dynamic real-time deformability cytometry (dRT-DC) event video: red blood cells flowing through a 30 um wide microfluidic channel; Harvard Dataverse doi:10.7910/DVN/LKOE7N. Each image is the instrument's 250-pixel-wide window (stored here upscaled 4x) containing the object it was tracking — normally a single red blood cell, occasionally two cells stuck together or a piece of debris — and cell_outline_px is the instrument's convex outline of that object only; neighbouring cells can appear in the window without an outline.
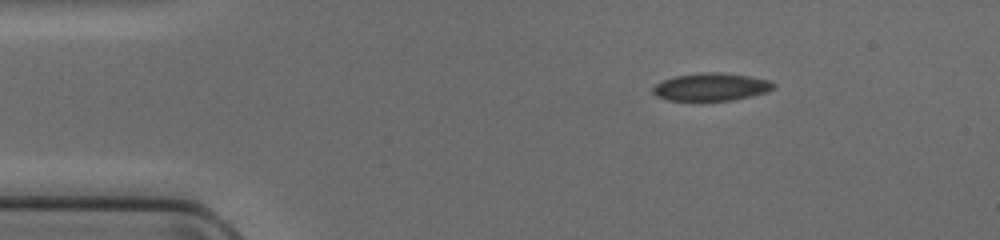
{"species": "common noctule bat (a hibernating species)", "species_latin": "Nyctalus noctula", "temperature_condition": "cold", "stored_images_in_passage": 9, "camera_frame_rate_fps": 3000, "um_per_image_px": 0.085, "animal": {"sex": "female", "body_mass_g": 17.0, "forearm_length_mm": 48.0}, "frame": {"image": 1, "passage_image": 1, "time_ms": 0.0, "image_size_px": [1000, 240], "cell_outline_px": [[776, 88], [768, 92], [752, 96], [732, 100], [668, 100], [656, 96], [652, 92], [652, 88], [656, 84], [664, 80], [676, 76], [700, 72], [720, 72], [748, 76], [768, 80], [776, 84]], "centroid_in_image_um": [60.48, 7.39], "position_along_channel_um": 24.5, "area_um2": 19.48}}